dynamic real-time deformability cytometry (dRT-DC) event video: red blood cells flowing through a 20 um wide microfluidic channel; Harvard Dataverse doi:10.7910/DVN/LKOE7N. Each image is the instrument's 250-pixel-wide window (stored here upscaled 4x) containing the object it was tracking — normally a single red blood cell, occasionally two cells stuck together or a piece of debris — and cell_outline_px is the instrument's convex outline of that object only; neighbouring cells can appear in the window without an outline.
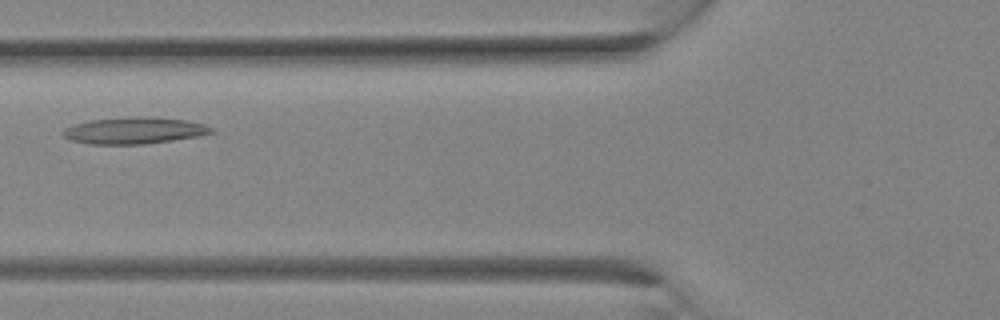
{"species": "Egyptian fruit bat (a non-hibernating species)", "species_latin": "Rousettus aegyptiacus", "temperature_condition": "room temperature", "stored_images_in_passage": 8, "camera_frame_rate_fps": 3000, "um_per_image_px": 0.085, "animal": {"sex": "female"}, "frame": {"image": 1, "passage_image": 5, "time_ms": 1.333, "image_size_px": [1000, 320], "cell_outline_px": [[216, 132], [196, 136], [172, 140], [144, 144], [92, 144], [72, 140], [64, 136], [64, 128], [88, 120], [136, 116], [148, 116], [184, 120], [204, 124], [212, 128]], "centroid_in_image_um": [11.43, 11.09], "position_along_channel_um": 114.4, "area_um2": 22.77}}
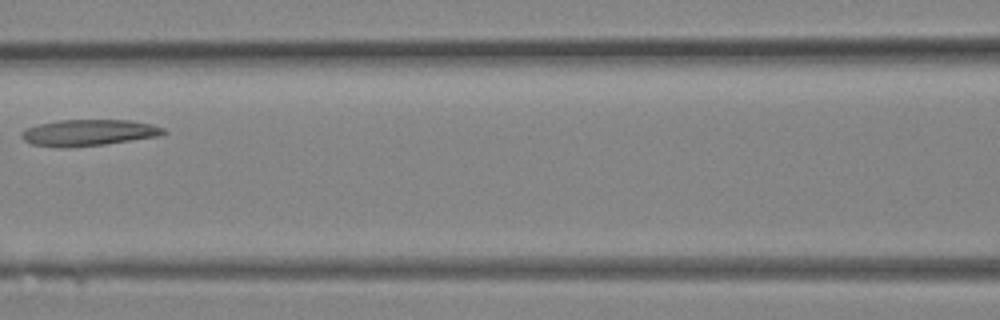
{"frame": {"image": 2, "passage_image": 7, "time_ms": 2.0, "image_size_px": [1000, 320], "cell_outline_px": [[168, 132], [160, 136], [104, 144], [64, 148], [60, 148], [32, 144], [24, 140], [20, 136], [20, 132], [36, 124], [60, 120], [132, 120], [152, 124], [164, 128]], "centroid_in_image_um": [7.53, 11.27], "position_along_channel_um": 159.1, "area_um2": 21.91}}